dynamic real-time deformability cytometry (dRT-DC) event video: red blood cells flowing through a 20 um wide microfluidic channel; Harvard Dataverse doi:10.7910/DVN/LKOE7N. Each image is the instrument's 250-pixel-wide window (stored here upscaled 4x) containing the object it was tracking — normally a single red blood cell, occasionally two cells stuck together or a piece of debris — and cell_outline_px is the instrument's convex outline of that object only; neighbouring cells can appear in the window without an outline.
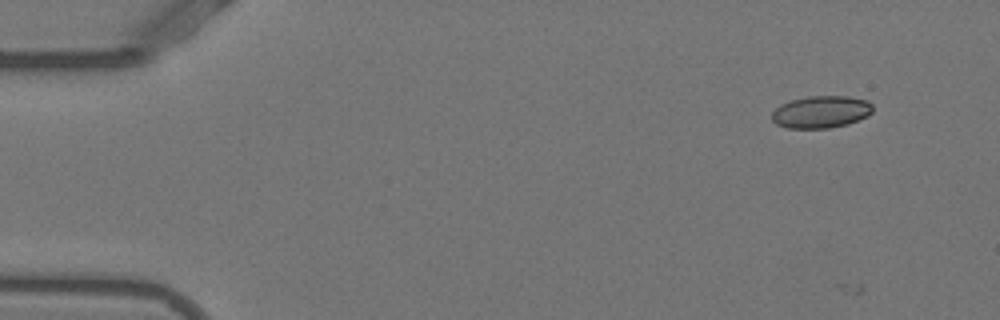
{"species": "Egyptian fruit bat (a non-hibernating species)", "species_latin": "Rousettus aegyptiacus", "temperature_condition": "warm", "stored_images_in_passage": 3, "camera_frame_rate_fps": 3000, "um_per_image_px": 0.085, "animal": {"sex": "female"}, "frame": {"image": 1, "passage_image": 2, "time_ms": 0.333, "image_size_px": [1000, 320], "cell_outline_px": [[872, 112], [868, 116], [848, 124], [828, 128], [788, 128], [776, 124], [772, 120], [772, 112], [780, 104], [792, 100], [808, 96], [848, 96], [868, 100], [872, 104]], "centroid_in_image_um": [69.8, 9.51], "position_along_channel_um": 15.2, "area_um2": 19.02}}